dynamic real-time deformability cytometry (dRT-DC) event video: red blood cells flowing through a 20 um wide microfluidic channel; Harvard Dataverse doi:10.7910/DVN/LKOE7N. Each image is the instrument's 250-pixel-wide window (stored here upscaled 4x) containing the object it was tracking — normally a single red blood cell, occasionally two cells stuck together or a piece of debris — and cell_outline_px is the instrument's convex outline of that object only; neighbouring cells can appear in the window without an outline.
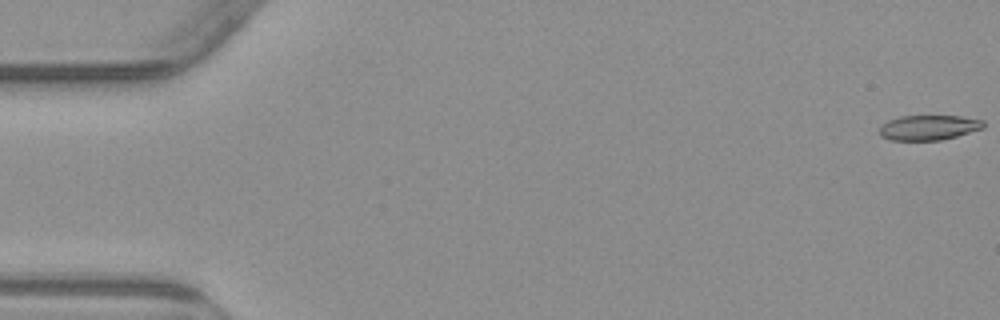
{"species": "common noctule bat (a hibernating species)", "species_latin": "Nyctalus noctula", "temperature_condition": "warm", "stored_images_in_passage": 6, "camera_frame_rate_fps": 3000, "um_per_image_px": 0.085, "animal": {"sex": "male", "body_mass_g": 23.1, "forearm_length_mm": 52.7}, "frame": {"image": 1, "passage_image": 1, "time_ms": 0.0, "image_size_px": [1000, 320], "cell_outline_px": [[984, 128], [956, 136], [940, 140], [892, 140], [880, 136], [880, 128], [888, 120], [900, 116], [960, 116], [984, 120]], "centroid_in_image_um": [78.95, 10.84], "position_along_channel_um": 6.0, "area_um2": 15.03}}